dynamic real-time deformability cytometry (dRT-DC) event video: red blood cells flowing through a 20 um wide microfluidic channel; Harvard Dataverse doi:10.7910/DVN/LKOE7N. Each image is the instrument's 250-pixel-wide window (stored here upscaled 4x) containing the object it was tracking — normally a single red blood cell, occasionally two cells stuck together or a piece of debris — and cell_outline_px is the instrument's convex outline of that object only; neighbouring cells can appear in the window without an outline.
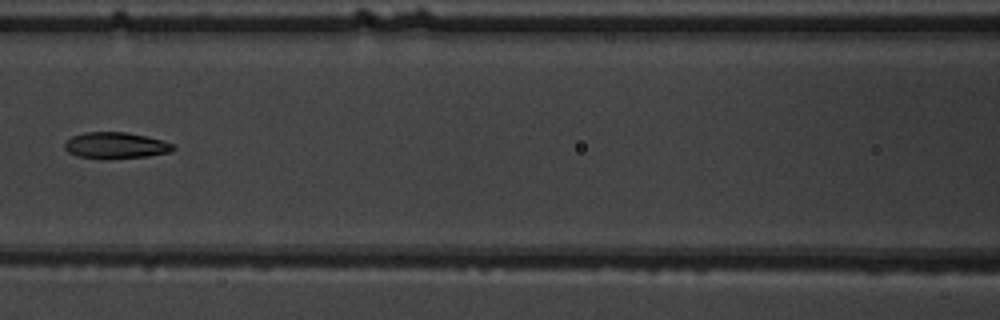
{"species": "common noctule bat (a hibernating species)", "species_latin": "Nyctalus noctula", "temperature_condition": "warm", "stored_images_in_passage": 9, "camera_frame_rate_fps": 3000, "um_per_image_px": 0.085, "animal": {"sex": "male", "body_mass_g": 19.5, "forearm_length_mm": 54.6}, "frame": {"image": 1, "passage_image": 7, "time_ms": 7.667, "image_size_px": [1000, 320], "cell_outline_px": [[176, 148], [172, 152], [148, 156], [108, 160], [100, 160], [76, 156], [68, 152], [64, 148], [64, 144], [72, 136], [84, 132], [128, 132], [164, 140], [172, 144]], "centroid_in_image_um": [9.84, 12.38], "position_along_channel_um": 156.8, "area_um2": 17.11}}
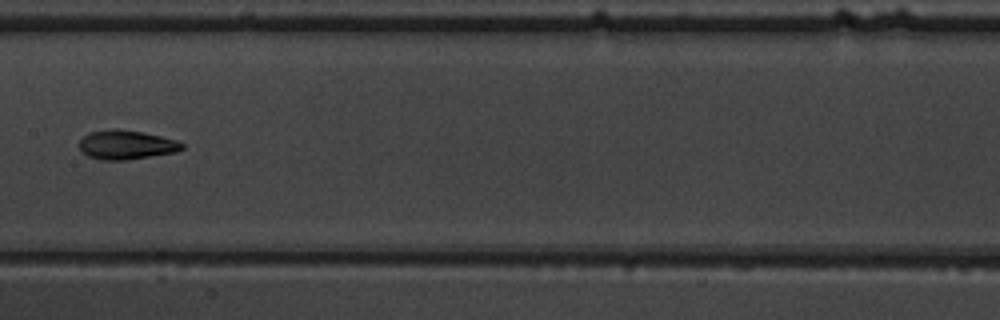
{"frame": {"image": 2, "passage_image": 8, "time_ms": 8.667, "image_size_px": [1000, 320], "cell_outline_px": [[184, 148], [176, 152], [124, 160], [104, 160], [88, 156], [80, 148], [80, 140], [88, 132], [112, 128], [120, 128], [144, 132], [176, 140], [184, 144]], "centroid_in_image_um": [10.74, 12.29], "position_along_channel_um": 196.7, "area_um2": 17.46}}
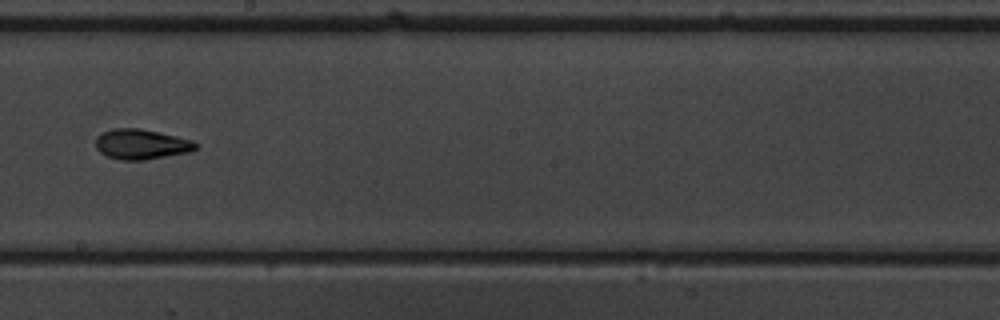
{"frame": {"image": 3, "passage_image": 9, "time_ms": 9.667, "image_size_px": [1000, 320], "cell_outline_px": [[196, 148], [188, 152], [144, 160], [120, 160], [108, 156], [100, 152], [96, 148], [96, 136], [112, 128], [140, 128], [176, 136], [192, 140], [196, 144]], "centroid_in_image_um": [11.97, 12.25], "position_along_channel_um": 236.2, "area_um2": 17.4}}